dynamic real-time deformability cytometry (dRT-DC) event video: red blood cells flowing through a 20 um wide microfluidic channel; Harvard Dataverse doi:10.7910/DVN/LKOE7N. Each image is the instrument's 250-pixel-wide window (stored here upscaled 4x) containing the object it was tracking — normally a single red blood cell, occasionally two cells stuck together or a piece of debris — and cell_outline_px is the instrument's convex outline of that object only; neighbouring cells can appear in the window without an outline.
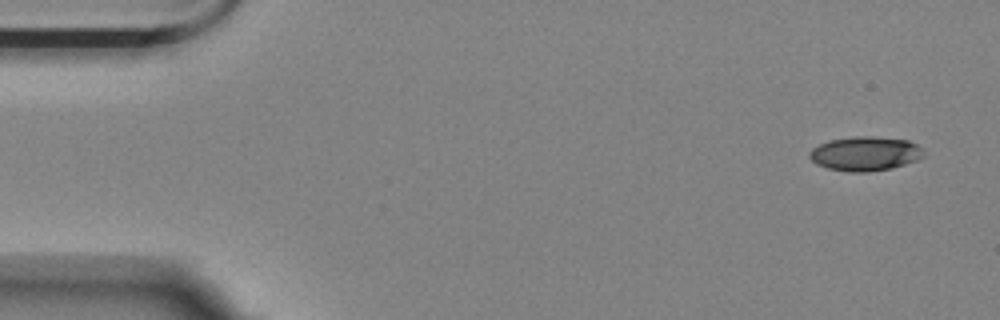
{"species": "Egyptian fruit bat (a non-hibernating species)", "species_latin": "Rousettus aegyptiacus", "temperature_condition": "room temperature", "stored_images_in_passage": 49, "camera_frame_rate_fps": 3000, "um_per_image_px": 0.085, "animal": {"sex": "female"}, "frame": {"image": 1, "passage_image": 1, "time_ms": 0.0, "image_size_px": [1000, 320], "cell_outline_px": [[924, 156], [916, 160], [892, 168], [868, 172], [848, 172], [828, 168], [816, 164], [808, 156], [808, 152], [812, 148], [828, 140], [852, 136], [872, 136], [908, 140], [916, 144], [924, 152]], "centroid_in_image_um": [73.51, 13.05], "position_along_channel_um": 11.5, "area_um2": 22.89}}
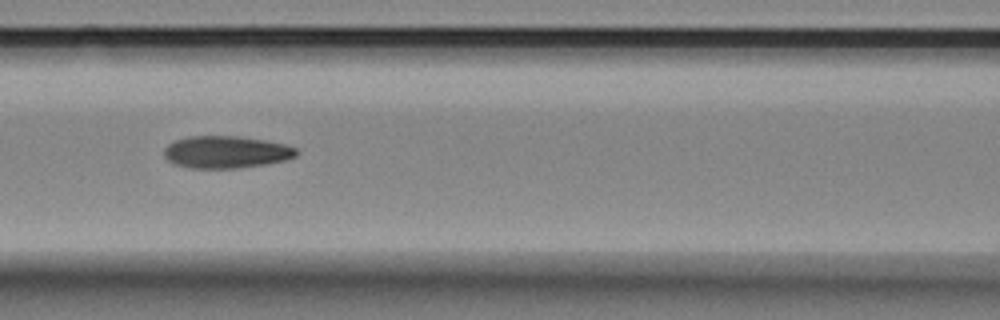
{"frame": {"image": 2, "passage_image": 22, "time_ms": 7.0, "image_size_px": [1000, 320], "cell_outline_px": [[300, 152], [296, 156], [284, 160], [264, 164], [240, 168], [192, 168], [172, 164], [164, 156], [164, 148], [168, 144], [176, 140], [188, 136], [240, 136], [264, 140], [284, 144], [296, 148]], "centroid_in_image_um": [19.2, 12.92], "position_along_channel_um": 147.4, "area_um2": 24.91}}
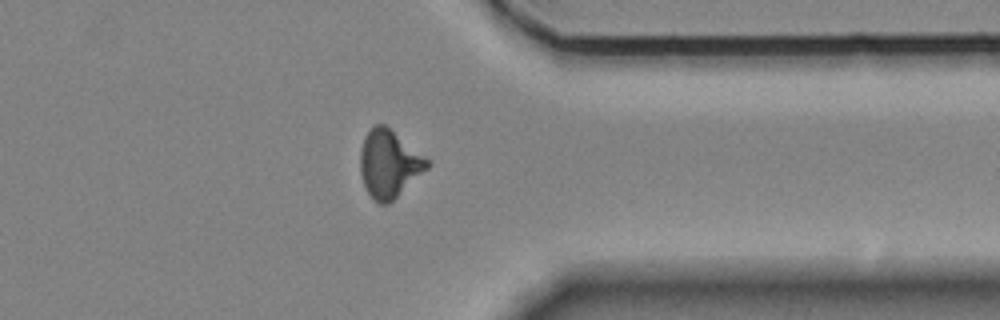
{"frame": {"image": 3, "passage_image": 42, "time_ms": 13.667, "image_size_px": [1000, 320], "cell_outline_px": [[432, 164], [428, 168], [388, 204], [380, 204], [372, 200], [364, 184], [360, 172], [360, 148], [364, 136], [376, 124], [384, 124], [428, 160]], "centroid_in_image_um": [33.03, 13.95], "position_along_channel_um": 378.4, "area_um2": 25.89}}